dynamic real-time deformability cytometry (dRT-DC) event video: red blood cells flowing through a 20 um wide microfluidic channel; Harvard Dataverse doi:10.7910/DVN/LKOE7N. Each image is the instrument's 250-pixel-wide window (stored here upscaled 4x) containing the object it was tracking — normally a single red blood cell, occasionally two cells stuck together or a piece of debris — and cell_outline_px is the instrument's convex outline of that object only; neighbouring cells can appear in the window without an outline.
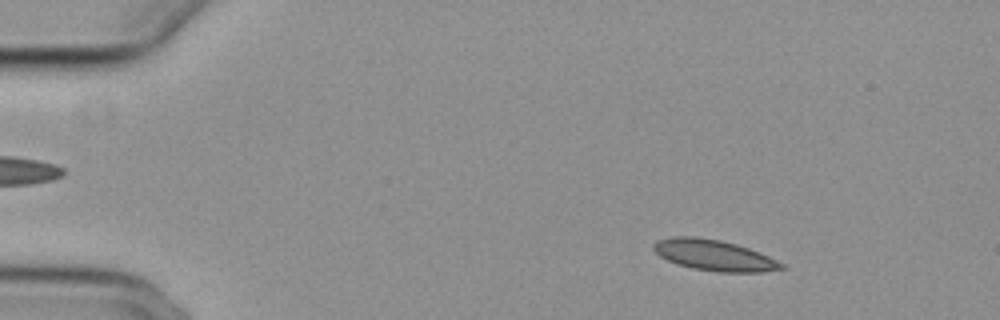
{"species": "common noctule bat (a hibernating species)", "species_latin": "Nyctalus noctula", "temperature_condition": "cold", "stored_images_in_passage": 49, "camera_frame_rate_fps": 3000, "um_per_image_px": 0.085, "animal": {"sex": "female", "body_mass_g": 29.2, "forearm_length_mm": 56.3}, "frame": {"image": 1, "passage_image": 1, "time_ms": 0.0, "image_size_px": [1000, 320], "cell_outline_px": [[784, 268], [764, 272], [716, 272], [692, 268], [668, 260], [660, 256], [652, 248], [652, 244], [656, 240], [672, 236], [696, 236], [720, 240], [736, 244], [760, 252], [784, 264]], "centroid_in_image_um": [60.67, 21.68], "position_along_channel_um": 24.3, "area_um2": 23.0}}
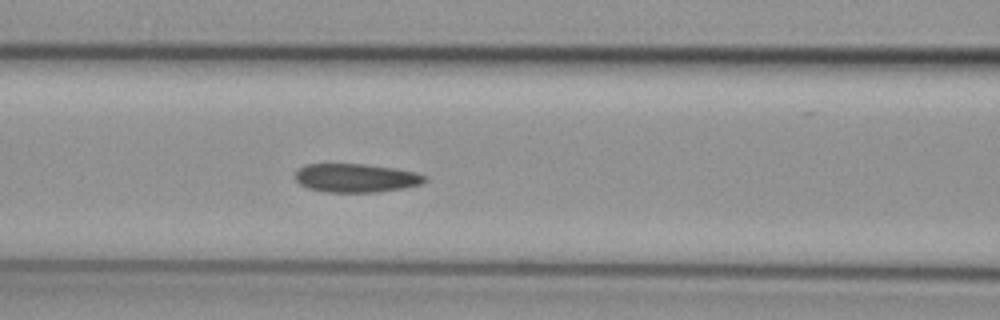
{"frame": {"image": 2, "passage_image": 17, "time_ms": 5.333, "image_size_px": [1000, 320], "cell_outline_px": [[428, 180], [420, 184], [404, 188], [380, 192], [324, 192], [308, 188], [300, 184], [292, 176], [304, 164], [364, 164], [396, 168], [416, 172], [424, 176]], "centroid_in_image_um": [30.24, 15.13], "position_along_channel_um": 136.4, "area_um2": 21.79}}
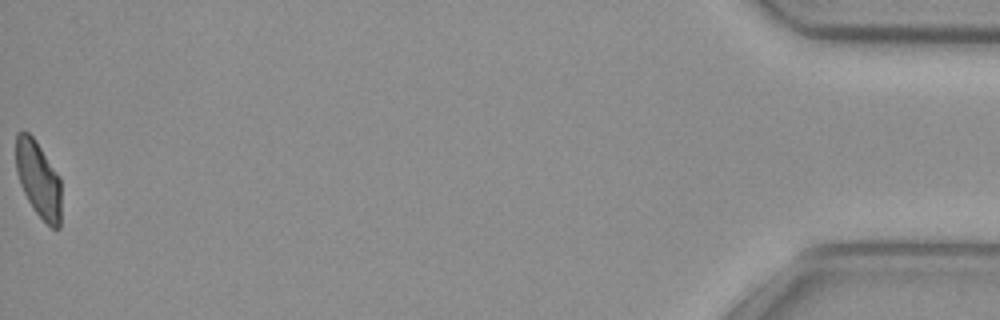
{"frame": {"image": 3, "passage_image": 49, "time_ms": 16.0, "image_size_px": [1000, 320], "cell_outline_px": [[60, 228], [52, 228], [32, 208], [20, 184], [16, 172], [16, 132], [28, 132], [36, 140], [60, 176]], "centroid_in_image_um": [3.26, 15.21], "position_along_channel_um": 431.9, "area_um2": 20.11}, "authors_computed_cell_mechanics": {"area_um2": 22.253, "velocity_mm_per_s": 3.7148, "shape_relaxation_time_tau1_ms": 9.4758, "shape_relaxation_time_tau2_ms": 3.0928, "deformation_change_tau1": 0.1584, "deformation_change_tau2": 0.0784}}